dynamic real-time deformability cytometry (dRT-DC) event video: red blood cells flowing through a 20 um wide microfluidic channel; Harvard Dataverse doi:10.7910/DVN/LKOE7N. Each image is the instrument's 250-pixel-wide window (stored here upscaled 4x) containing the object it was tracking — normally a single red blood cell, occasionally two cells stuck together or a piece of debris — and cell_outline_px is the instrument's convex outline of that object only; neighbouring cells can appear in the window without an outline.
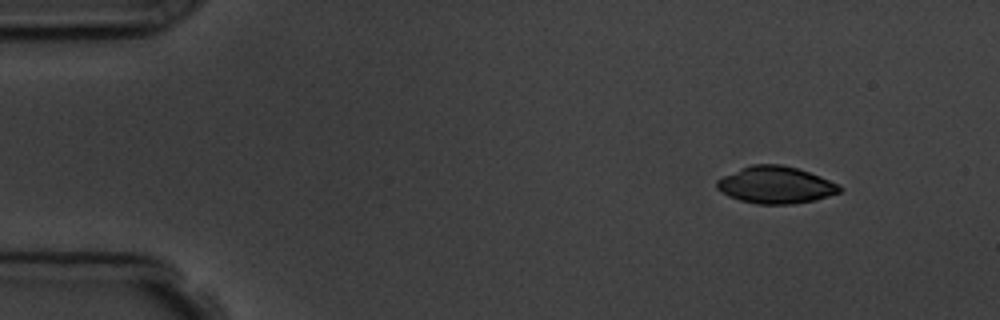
{"species": "common noctule bat (a hibernating species)", "species_latin": "Nyctalus noctula", "temperature_condition": "room temperature", "stored_images_in_passage": 6, "camera_frame_rate_fps": 3000, "um_per_image_px": 0.085, "animal": {"sex": "male", "body_mass_g": 19.5, "forearm_length_mm": 54.6}, "frame": {"image": 1, "passage_image": 1, "time_ms": 0.0, "image_size_px": [1000, 320], "cell_outline_px": [[844, 188], [840, 192], [816, 200], [792, 204], [756, 204], [740, 200], [728, 196], [720, 192], [716, 188], [716, 180], [740, 168], [752, 164], [780, 164], [796, 168], [820, 176], [840, 184]], "centroid_in_image_um": [65.93, 15.73], "position_along_channel_um": 19.1, "area_um2": 26.65}}